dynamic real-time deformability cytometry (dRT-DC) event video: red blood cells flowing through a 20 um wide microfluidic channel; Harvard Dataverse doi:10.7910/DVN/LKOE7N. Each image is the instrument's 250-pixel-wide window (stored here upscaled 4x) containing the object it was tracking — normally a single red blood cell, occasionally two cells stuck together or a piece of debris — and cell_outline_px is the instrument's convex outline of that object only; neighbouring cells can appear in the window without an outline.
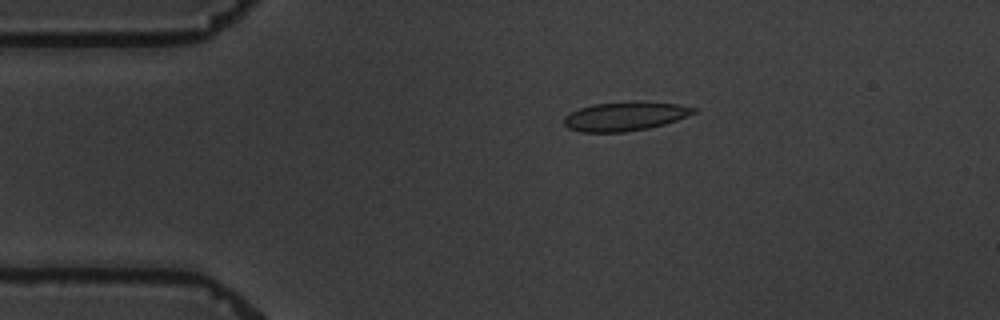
{"species": "common noctule bat (a hibernating species)", "species_latin": "Nyctalus noctula", "temperature_condition": "warm", "stored_images_in_passage": 8, "camera_frame_rate_fps": 3000, "um_per_image_px": 0.085, "animal": {"sex": "male", "body_mass_g": 19.5, "forearm_length_mm": 54.6}, "frame": {"image": 1, "passage_image": 1, "time_ms": 0.0, "image_size_px": [1000, 320], "cell_outline_px": [[696, 112], [676, 120], [664, 124], [648, 128], [624, 132], [580, 132], [568, 128], [564, 124], [564, 116], [580, 108], [592, 104], [680, 104], [696, 108]], "centroid_in_image_um": [53.07, 9.94], "position_along_channel_um": 31.9, "area_um2": 20.81}}
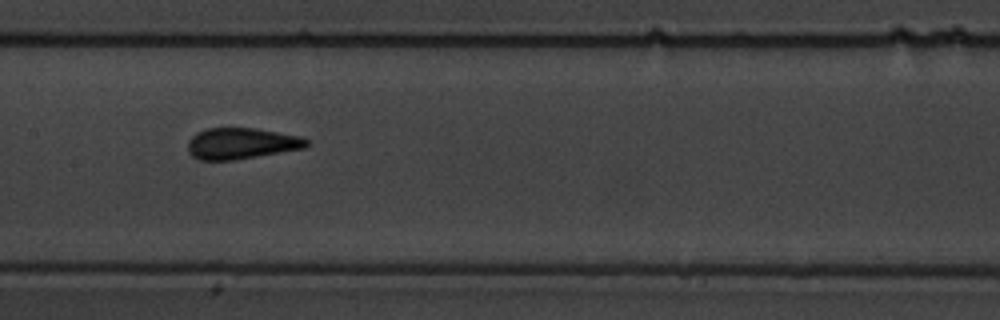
{"frame": {"image": 2, "passage_image": 5, "time_ms": 5.667, "image_size_px": [1000, 320], "cell_outline_px": [[312, 144], [304, 148], [236, 160], [200, 160], [192, 156], [188, 152], [188, 140], [196, 132], [208, 128], [256, 128], [300, 136], [308, 140]], "centroid_in_image_um": [20.52, 12.19], "position_along_channel_um": 186.9, "area_um2": 21.73}}
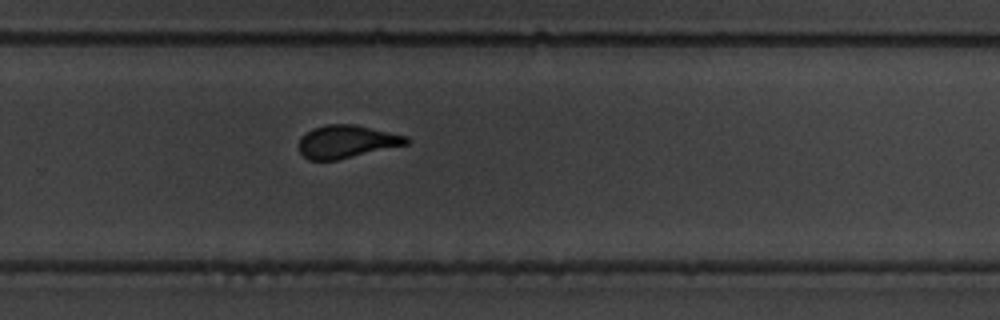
{"frame": {"image": 3, "passage_image": 8, "time_ms": 9.0, "image_size_px": [1000, 320], "cell_outline_px": [[408, 144], [336, 160], [308, 160], [300, 152], [300, 140], [312, 128], [324, 124], [352, 124], [408, 136]], "centroid_in_image_um": [29.46, 12.03], "position_along_channel_um": 300.3, "area_um2": 20.23}}